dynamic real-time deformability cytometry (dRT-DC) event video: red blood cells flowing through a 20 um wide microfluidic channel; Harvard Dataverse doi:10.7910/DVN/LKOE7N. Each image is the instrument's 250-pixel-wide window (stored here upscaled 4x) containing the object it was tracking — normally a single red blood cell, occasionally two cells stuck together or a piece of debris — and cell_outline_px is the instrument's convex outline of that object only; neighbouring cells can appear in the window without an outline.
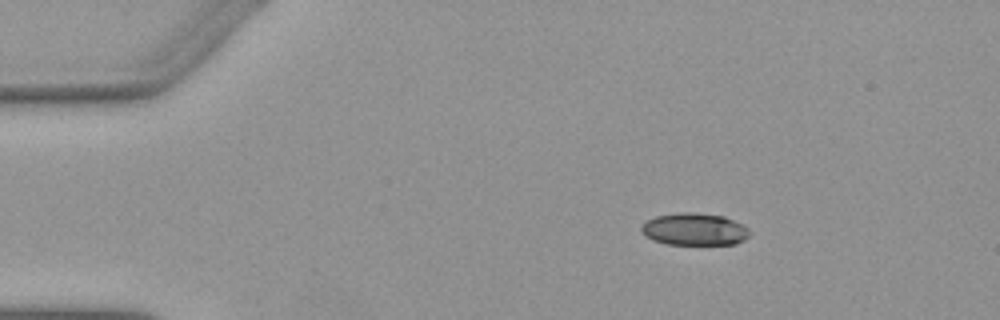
{"species": "Egyptian fruit bat (a non-hibernating species)", "species_latin": "Rousettus aegyptiacus", "temperature_condition": "warm", "stored_images_in_passage": 46, "camera_frame_rate_fps": 3000, "um_per_image_px": 0.085, "animal": {"sex": "female"}, "frame": {"image": 1, "passage_image": 1, "time_ms": 0.0, "image_size_px": [1000, 320], "cell_outline_px": [[748, 236], [744, 240], [736, 244], [668, 244], [652, 240], [644, 236], [640, 232], [640, 224], [656, 216], [680, 212], [696, 212], [724, 216], [748, 228]], "centroid_in_image_um": [58.96, 19.48], "position_along_channel_um": 26.0, "area_um2": 20.4}}
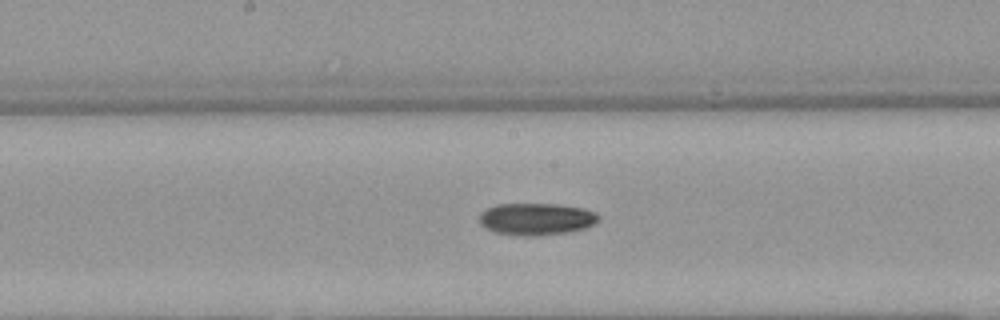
{"frame": {"image": 2, "passage_image": 20, "time_ms": 6.333, "image_size_px": [1000, 320], "cell_outline_px": [[600, 220], [596, 224], [584, 228], [568, 232], [540, 236], [520, 236], [496, 232], [480, 224], [480, 212], [496, 204], [556, 204], [584, 208], [596, 212], [600, 216]], "centroid_in_image_um": [45.63, 18.62], "position_along_channel_um": 202.6, "area_um2": 22.43}}
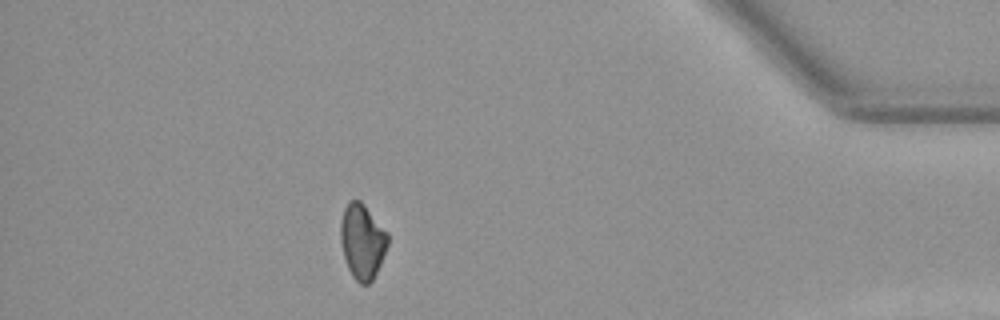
{"frame": {"image": 3, "passage_image": 39, "time_ms": 12.667, "image_size_px": [1000, 320], "cell_outline_px": [[388, 244], [380, 264], [372, 280], [368, 284], [360, 284], [352, 276], [348, 268], [344, 256], [340, 240], [340, 220], [344, 208], [352, 200], [360, 200], [364, 204], [388, 232]], "centroid_in_image_um": [30.79, 20.51], "position_along_channel_um": 404.4, "area_um2": 20.58}, "authors_computed_cell_mechanics": {"area_um2": 21.4438, "velocity_mm_per_s": 3.906, "shape_relaxation_time_tau1_ms": 7.3854, "shape_relaxation_time_tau2_ms": null, "deformation_change_tau1": 0.1589, "deformation_change_tau2": null}}